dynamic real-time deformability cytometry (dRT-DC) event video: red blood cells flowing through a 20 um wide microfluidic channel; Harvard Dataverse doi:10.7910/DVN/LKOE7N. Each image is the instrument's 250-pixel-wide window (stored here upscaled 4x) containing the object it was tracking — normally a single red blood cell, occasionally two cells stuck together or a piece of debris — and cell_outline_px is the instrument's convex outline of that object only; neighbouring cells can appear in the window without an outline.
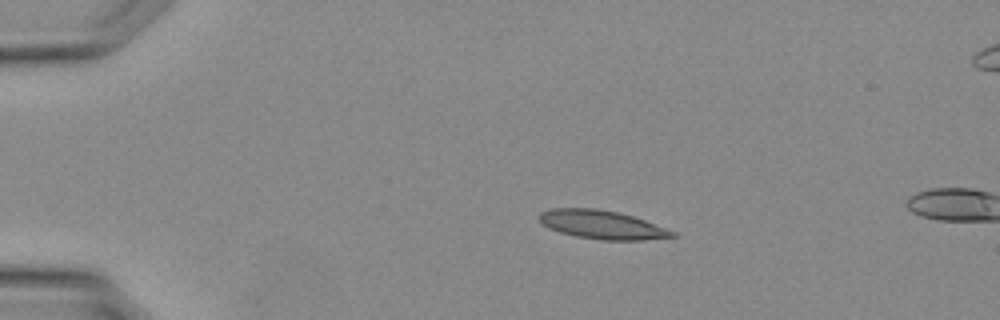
{"species": "Egyptian fruit bat (a non-hibernating species)", "species_latin": "Rousettus aegyptiacus", "temperature_condition": "warm", "stored_images_in_passage": 11, "camera_frame_rate_fps": 3000, "um_per_image_px": 0.085, "animal": {"sex": "female"}, "frame": {"image": 1, "passage_image": 7, "time_ms": 2.0, "image_size_px": [1000, 320], "cell_outline_px": [[676, 236], [644, 240], [604, 240], [576, 236], [560, 232], [548, 228], [536, 216], [540, 212], [552, 208], [596, 208], [616, 212], [632, 216], [644, 220], [676, 232]], "centroid_in_image_um": [51.13, 19.09], "position_along_channel_um": 33.9, "area_um2": 22.02}}